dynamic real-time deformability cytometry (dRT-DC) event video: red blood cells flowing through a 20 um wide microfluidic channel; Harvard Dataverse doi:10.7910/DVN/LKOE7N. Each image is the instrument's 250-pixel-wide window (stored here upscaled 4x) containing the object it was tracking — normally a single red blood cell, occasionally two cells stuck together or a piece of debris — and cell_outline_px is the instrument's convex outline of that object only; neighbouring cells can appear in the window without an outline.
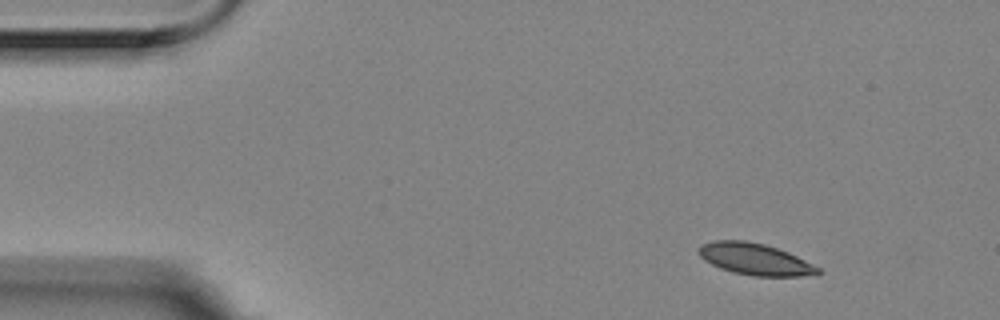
{"species": "Egyptian fruit bat (a non-hibernating species)", "species_latin": "Rousettus aegyptiacus", "temperature_condition": "room temperature", "stored_images_in_passage": 8, "camera_frame_rate_fps": 3000, "um_per_image_px": 0.085, "animal": {"sex": "female"}, "frame": {"image": 1, "passage_image": 1, "time_ms": 0.0, "image_size_px": [1000, 320], "cell_outline_px": [[824, 272], [816, 276], [752, 276], [732, 272], [720, 268], [704, 260], [696, 252], [700, 244], [712, 240], [744, 240], [764, 244], [788, 252], [820, 268]], "centroid_in_image_um": [64.17, 22.03], "position_along_channel_um": 20.8, "area_um2": 22.25}}
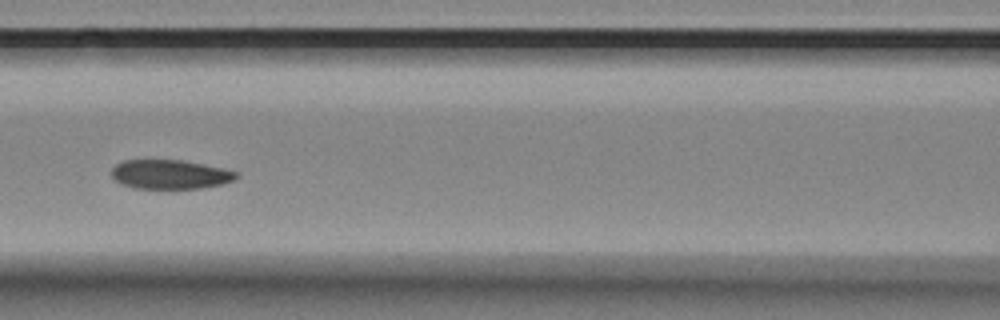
{"frame": {"image": 2, "passage_image": 5, "time_ms": 1.333, "image_size_px": [1000, 320], "cell_outline_px": [[240, 176], [236, 180], [224, 184], [200, 188], [132, 188], [120, 184], [112, 176], [112, 168], [116, 164], [124, 160], [180, 160], [204, 164], [224, 168], [236, 172]], "centroid_in_image_um": [14.49, 14.82], "position_along_channel_um": 152.1, "area_um2": 21.33}}
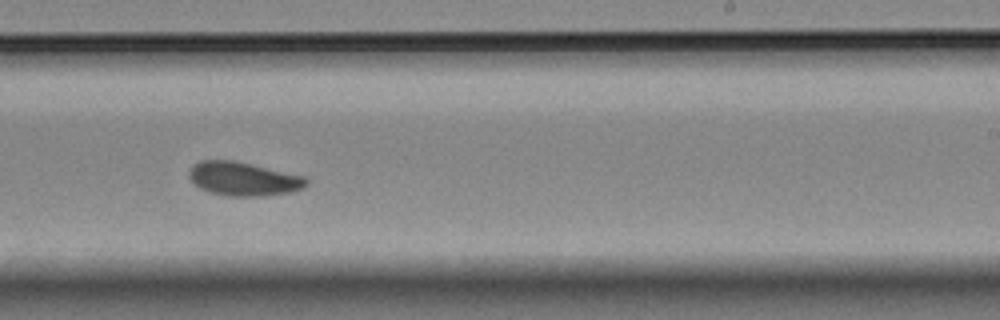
{"frame": {"image": 3, "passage_image": 8, "time_ms": 2.333, "image_size_px": [1000, 320], "cell_outline_px": [[308, 184], [304, 188], [292, 192], [268, 196], [228, 196], [212, 192], [200, 188], [188, 176], [188, 172], [192, 164], [200, 160], [232, 160], [304, 176], [308, 180]], "centroid_in_image_um": [20.7, 15.21], "position_along_channel_um": 268.3, "area_um2": 23.06}}